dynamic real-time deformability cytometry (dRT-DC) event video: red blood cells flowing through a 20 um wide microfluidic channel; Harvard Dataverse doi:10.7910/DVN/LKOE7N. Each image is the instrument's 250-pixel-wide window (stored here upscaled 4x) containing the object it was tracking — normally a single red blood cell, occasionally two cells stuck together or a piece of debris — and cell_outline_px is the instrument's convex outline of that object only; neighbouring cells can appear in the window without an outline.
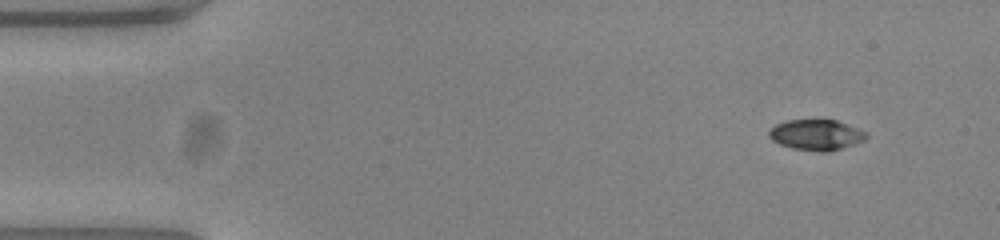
{"species": "common noctule bat (a hibernating species)", "species_latin": "Nyctalus noctula", "temperature_condition": "warm", "stored_images_in_passage": 50, "camera_frame_rate_fps": 3000, "um_per_image_px": 0.085, "animal": {"sex": "female", "body_mass_g": 23.0, "forearm_length_mm": 53.4}, "frame": {"image": 1, "passage_image": 1, "time_ms": 0.0, "image_size_px": [1000, 240], "cell_outline_px": [[868, 136], [864, 140], [856, 144], [828, 152], [820, 152], [792, 148], [780, 144], [772, 140], [768, 136], [768, 132], [776, 124], [788, 120], [836, 120], [868, 132]], "centroid_in_image_um": [69.4, 11.47], "position_along_channel_um": 15.6, "area_um2": 17.4}}
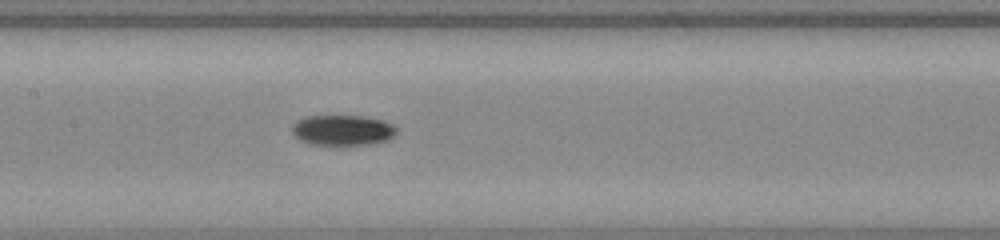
{"frame": {"image": 2, "passage_image": 22, "time_ms": 7.0, "image_size_px": [1000, 240], "cell_outline_px": [[400, 132], [396, 136], [388, 140], [368, 144], [312, 144], [300, 140], [292, 132], [292, 124], [296, 120], [304, 116], [364, 116], [384, 120], [400, 128]], "centroid_in_image_um": [29.19, 11.05], "position_along_channel_um": 178.2, "area_um2": 18.79}}
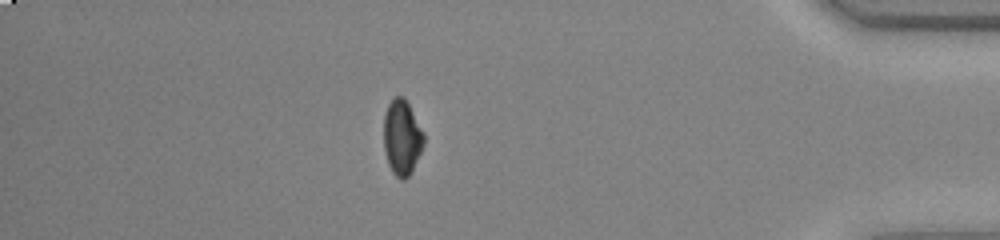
{"frame": {"image": 3, "passage_image": 43, "time_ms": 14.0, "image_size_px": [1000, 240], "cell_outline_px": [[424, 144], [412, 172], [404, 180], [400, 180], [392, 172], [388, 164], [384, 148], [384, 116], [388, 104], [396, 96], [404, 96], [424, 132]], "centroid_in_image_um": [34.17, 11.7], "position_along_channel_um": 401.0, "area_um2": 17.63}, "authors_computed_cell_mechanics": {"area_um2": 17.8602, "velocity_mm_per_s": 3.804, "shape_relaxation_time_tau1_ms": 3.5798, "shape_relaxation_time_tau2_ms": null, "deformation_change_tau1": 0.1587, "deformation_change_tau2": null}}